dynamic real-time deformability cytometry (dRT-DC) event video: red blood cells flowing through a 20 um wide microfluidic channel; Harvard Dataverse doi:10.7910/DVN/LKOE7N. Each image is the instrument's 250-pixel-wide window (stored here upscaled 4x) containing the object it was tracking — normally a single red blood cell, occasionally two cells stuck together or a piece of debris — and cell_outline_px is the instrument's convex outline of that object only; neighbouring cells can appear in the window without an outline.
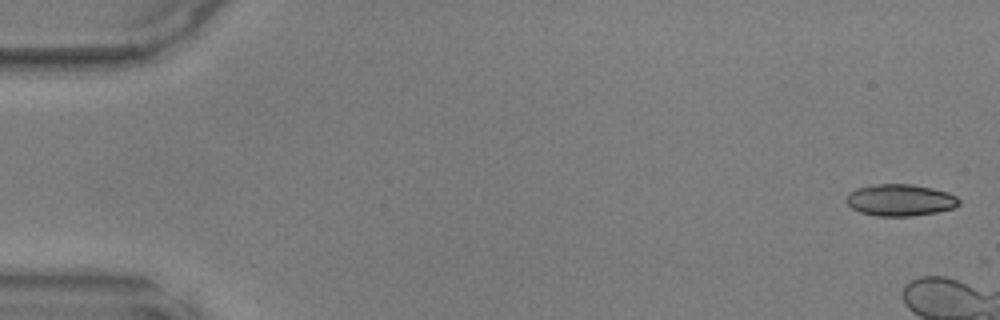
{"species": "common noctule bat (a hibernating species)", "species_latin": "Nyctalus noctula", "temperature_condition": "warm", "stored_images_in_passage": 4, "camera_frame_rate_fps": 3000, "um_per_image_px": 0.085, "animal": {"sex": "male", "body_mass_g": 17.9, "forearm_length_mm": 54.2}, "frame": {"image": 1, "passage_image": 1, "time_ms": 0.0, "image_size_px": [1000, 320], "cell_outline_px": [[960, 204], [952, 208], [936, 212], [912, 216], [876, 216], [860, 212], [852, 208], [844, 200], [848, 192], [856, 188], [876, 184], [912, 184], [932, 188], [948, 192], [956, 196], [960, 200]], "centroid_in_image_um": [76.49, 17.0], "position_along_channel_um": 8.5, "area_um2": 20.98}}